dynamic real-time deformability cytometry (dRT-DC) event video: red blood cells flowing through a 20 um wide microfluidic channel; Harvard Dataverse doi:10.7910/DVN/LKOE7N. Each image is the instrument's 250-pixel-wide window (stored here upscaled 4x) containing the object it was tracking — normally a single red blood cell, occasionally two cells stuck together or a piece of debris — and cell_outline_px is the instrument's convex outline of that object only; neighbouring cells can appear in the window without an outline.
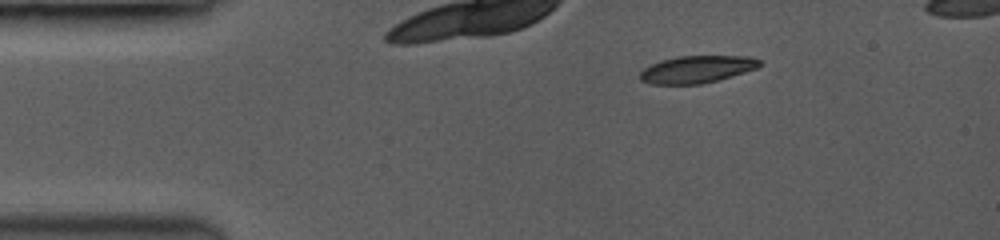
{"species": "common noctule bat (a hibernating species)", "species_latin": "Nyctalus noctula", "temperature_condition": "room temperature", "stored_images_in_passage": 48, "camera_frame_rate_fps": 3500, "um_per_image_px": 0.085, "animal": {"sex": "female", "body_mass_g": 19.0, "forearm_length_mm": 53.3}, "frame": {"image": 1, "passage_image": 1, "time_ms": 0.0, "image_size_px": [1000, 240], "cell_outline_px": [[760, 64], [756, 68], [716, 80], [700, 84], [652, 84], [640, 80], [640, 72], [644, 68], [652, 64], [664, 60], [680, 56], [744, 56], [760, 60]], "centroid_in_image_um": [59.19, 5.89], "position_along_channel_um": 25.8, "area_um2": 18.5}}